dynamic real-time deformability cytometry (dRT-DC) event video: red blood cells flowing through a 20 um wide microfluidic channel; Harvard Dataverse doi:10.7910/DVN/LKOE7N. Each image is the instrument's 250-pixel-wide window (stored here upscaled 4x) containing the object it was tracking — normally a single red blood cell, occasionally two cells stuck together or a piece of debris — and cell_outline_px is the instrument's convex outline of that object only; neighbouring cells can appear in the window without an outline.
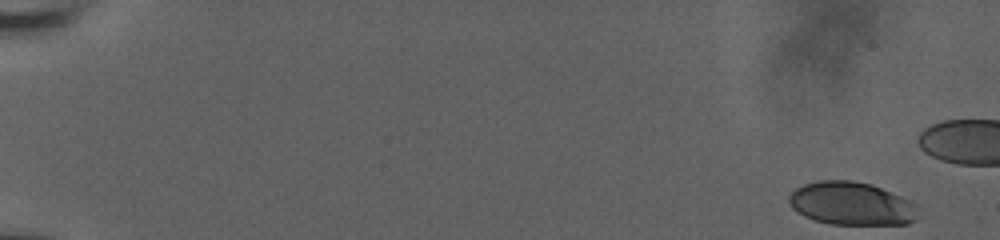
{"species": "human", "species_latin": "Homo sapiens", "temperature_condition": "room temperature", "stored_images_in_passage": 52, "camera_frame_rate_fps": 3000, "um_per_image_px": 0.085, "donor": {"sex": "male"}, "frame": {"image": 1, "passage_image": 1, "time_ms": 0.0, "image_size_px": [1000, 240], "cell_outline_px": [[920, 208], [916, 220], [908, 224], [832, 224], [816, 220], [804, 216], [792, 208], [788, 200], [788, 196], [796, 188], [804, 184], [820, 180], [852, 180], [872, 184], [900, 196], [916, 204]], "centroid_in_image_um": [72.4, 17.3], "position_along_channel_um": 12.6, "area_um2": 32.54}}
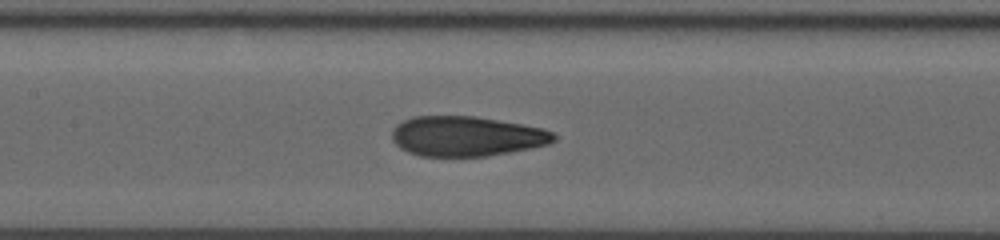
{"frame": {"image": 2, "passage_image": 29, "time_ms": 9.333, "image_size_px": [1000, 240], "cell_outline_px": [[556, 140], [548, 144], [488, 156], [420, 156], [408, 152], [400, 148], [392, 140], [392, 128], [396, 124], [412, 116], [476, 116], [520, 124], [540, 128], [552, 132], [556, 136]], "centroid_in_image_um": [39.59, 11.57], "position_along_channel_um": 167.8, "area_um2": 37.57}}
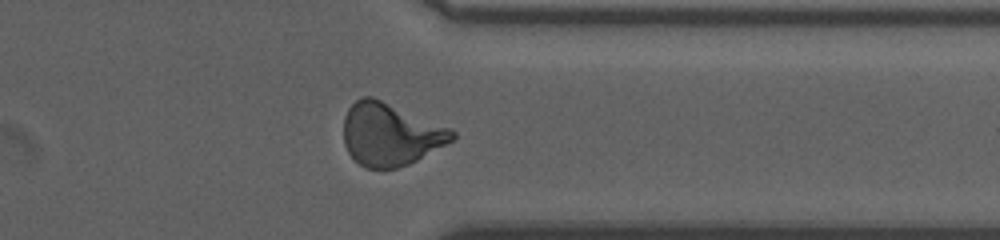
{"frame": {"image": 3, "passage_image": 46, "time_ms": 15.0, "image_size_px": [1000, 240], "cell_outline_px": [[456, 136], [452, 140], [416, 160], [408, 164], [396, 168], [364, 168], [348, 152], [344, 144], [344, 116], [348, 108], [356, 100], [364, 96], [372, 96], [452, 128], [456, 132]], "centroid_in_image_um": [33.16, 11.4], "position_along_channel_um": 378.2, "area_um2": 39.42}}